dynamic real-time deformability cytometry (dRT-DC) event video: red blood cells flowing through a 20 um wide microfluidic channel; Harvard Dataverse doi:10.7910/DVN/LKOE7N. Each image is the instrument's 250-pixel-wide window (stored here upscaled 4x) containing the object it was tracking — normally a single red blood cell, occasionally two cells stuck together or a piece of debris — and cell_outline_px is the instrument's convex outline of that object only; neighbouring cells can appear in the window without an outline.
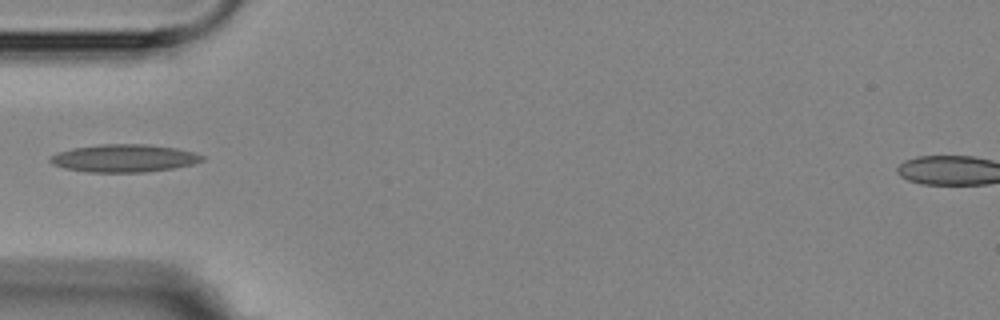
{"species": "Egyptian fruit bat (a non-hibernating species)", "species_latin": "Rousettus aegyptiacus", "temperature_condition": "room temperature", "stored_images_in_passage": 6, "camera_frame_rate_fps": 3000, "um_per_image_px": 0.085, "animal": {"sex": "female"}, "frame": {"image": 1, "passage_image": 5, "time_ms": 5.0, "image_size_px": [1000, 320], "cell_outline_px": [[204, 160], [192, 164], [172, 168], [144, 172], [88, 172], [64, 168], [52, 164], [48, 160], [52, 156], [60, 152], [72, 148], [100, 144], [144, 144], [176, 148], [192, 152], [204, 156]], "centroid_in_image_um": [10.53, 13.45], "position_along_channel_um": 74.5, "area_um2": 24.33}}
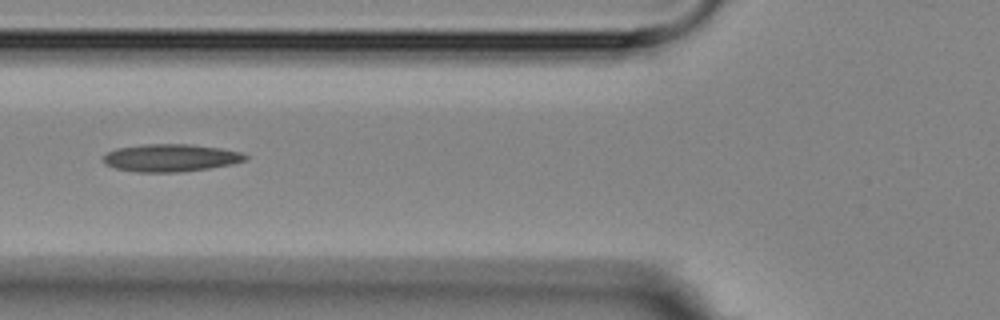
{"frame": {"image": 2, "passage_image": 6, "time_ms": 6.0, "image_size_px": [1000, 320], "cell_outline_px": [[248, 160], [232, 164], [208, 168], [176, 172], [136, 172], [116, 168], [104, 164], [104, 156], [108, 152], [116, 148], [144, 144], [188, 144], [220, 148], [240, 152], [248, 156]], "centroid_in_image_um": [14.51, 13.41], "position_along_channel_um": 111.3, "area_um2": 22.72}}